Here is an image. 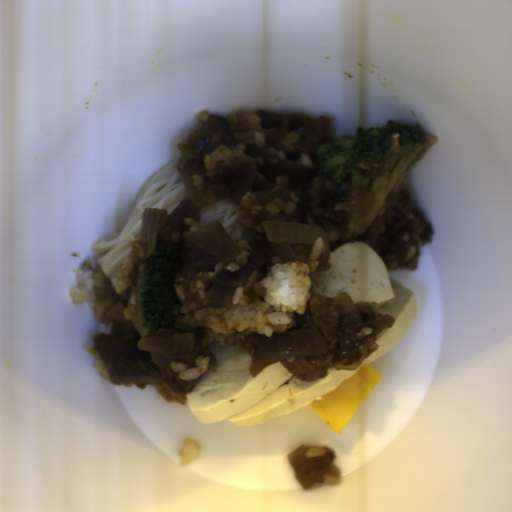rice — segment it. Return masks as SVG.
Listing matches in <instances>:
<instances>
[{
	"label": "rice",
	"instance_id": "3",
	"mask_svg": "<svg viewBox=\"0 0 512 512\" xmlns=\"http://www.w3.org/2000/svg\"><path fill=\"white\" fill-rule=\"evenodd\" d=\"M291 201L283 203L282 199H271L268 205H258L256 196L252 189L247 191L246 195L242 198L237 206L236 213L241 217L240 223L245 228L256 230L259 234L263 232L264 228L258 221L257 217L264 211L268 213L278 214L282 210L286 213H294L299 198L290 192Z\"/></svg>",
	"mask_w": 512,
	"mask_h": 512
},
{
	"label": "rice",
	"instance_id": "7",
	"mask_svg": "<svg viewBox=\"0 0 512 512\" xmlns=\"http://www.w3.org/2000/svg\"><path fill=\"white\" fill-rule=\"evenodd\" d=\"M265 136L264 133L255 132L253 134V142L257 149H261L268 154L274 155L280 159H287L285 152H281L273 148L272 146H264Z\"/></svg>",
	"mask_w": 512,
	"mask_h": 512
},
{
	"label": "rice",
	"instance_id": "9",
	"mask_svg": "<svg viewBox=\"0 0 512 512\" xmlns=\"http://www.w3.org/2000/svg\"><path fill=\"white\" fill-rule=\"evenodd\" d=\"M182 223H185L188 226H190L191 235L205 228L204 225L199 224L197 220H194L193 218H183Z\"/></svg>",
	"mask_w": 512,
	"mask_h": 512
},
{
	"label": "rice",
	"instance_id": "2",
	"mask_svg": "<svg viewBox=\"0 0 512 512\" xmlns=\"http://www.w3.org/2000/svg\"><path fill=\"white\" fill-rule=\"evenodd\" d=\"M86 258L76 274V287L68 291L73 304H89L94 310L96 320L103 322L108 311L114 308L113 301L99 300L98 292L105 286V276L102 270L90 265Z\"/></svg>",
	"mask_w": 512,
	"mask_h": 512
},
{
	"label": "rice",
	"instance_id": "10",
	"mask_svg": "<svg viewBox=\"0 0 512 512\" xmlns=\"http://www.w3.org/2000/svg\"><path fill=\"white\" fill-rule=\"evenodd\" d=\"M372 331H373L372 326H366L365 328L361 329L357 333V338L362 339L363 337H365L367 335H371Z\"/></svg>",
	"mask_w": 512,
	"mask_h": 512
},
{
	"label": "rice",
	"instance_id": "8",
	"mask_svg": "<svg viewBox=\"0 0 512 512\" xmlns=\"http://www.w3.org/2000/svg\"><path fill=\"white\" fill-rule=\"evenodd\" d=\"M87 353L94 356L93 365L100 376L101 379H110L107 366L101 356L97 353V351L92 346L90 349H87Z\"/></svg>",
	"mask_w": 512,
	"mask_h": 512
},
{
	"label": "rice",
	"instance_id": "5",
	"mask_svg": "<svg viewBox=\"0 0 512 512\" xmlns=\"http://www.w3.org/2000/svg\"><path fill=\"white\" fill-rule=\"evenodd\" d=\"M197 367L186 368L187 364L179 361H170L169 365L175 373H178L179 379L183 381L195 380L203 375L208 369L211 362L210 356H198L194 360Z\"/></svg>",
	"mask_w": 512,
	"mask_h": 512
},
{
	"label": "rice",
	"instance_id": "4",
	"mask_svg": "<svg viewBox=\"0 0 512 512\" xmlns=\"http://www.w3.org/2000/svg\"><path fill=\"white\" fill-rule=\"evenodd\" d=\"M246 145L242 142L233 149L225 145L217 147L212 154L204 156V165L207 178H214L218 173L223 172L225 168L232 167L236 162L250 160L256 165L265 164L263 158L250 157L246 155Z\"/></svg>",
	"mask_w": 512,
	"mask_h": 512
},
{
	"label": "rice",
	"instance_id": "1",
	"mask_svg": "<svg viewBox=\"0 0 512 512\" xmlns=\"http://www.w3.org/2000/svg\"><path fill=\"white\" fill-rule=\"evenodd\" d=\"M232 241L240 252L239 258L220 259L213 271H191L186 276L173 277L180 308L173 316L171 329L180 332L184 327H204L200 341L203 346L210 343L223 346L233 333L246 329L269 338L294 327L293 315L295 312L302 315L312 297L310 274L318 268L317 258L326 248L321 237H317L308 263L270 258L271 267L265 278L257 280L258 273L254 270L232 290L226 305L208 306L205 302L214 285L212 281L249 262L252 247L247 239L239 236Z\"/></svg>",
	"mask_w": 512,
	"mask_h": 512
},
{
	"label": "rice",
	"instance_id": "6",
	"mask_svg": "<svg viewBox=\"0 0 512 512\" xmlns=\"http://www.w3.org/2000/svg\"><path fill=\"white\" fill-rule=\"evenodd\" d=\"M122 275L118 277L115 284V292H124L128 287H134L137 277L138 269L136 267L135 261L126 260L125 263L121 266Z\"/></svg>",
	"mask_w": 512,
	"mask_h": 512
}]
</instances>
